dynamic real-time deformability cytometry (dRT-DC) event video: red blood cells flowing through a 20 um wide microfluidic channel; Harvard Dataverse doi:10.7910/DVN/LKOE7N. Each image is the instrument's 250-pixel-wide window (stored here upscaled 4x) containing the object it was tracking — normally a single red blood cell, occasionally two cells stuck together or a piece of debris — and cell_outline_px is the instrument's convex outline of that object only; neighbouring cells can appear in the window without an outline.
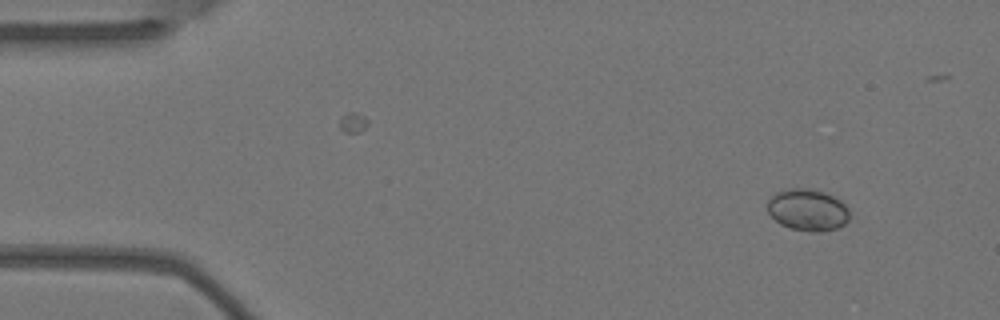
{"species": "Egyptian fruit bat (a non-hibernating species)", "species_latin": "Rousettus aegyptiacus", "temperature_condition": "warm", "stored_images_in_passage": 4, "camera_frame_rate_fps": 3000, "um_per_image_px": 0.085, "animal": {"sex": "female"}, "frame": {"image": 1, "passage_image": 1, "time_ms": 0.0, "image_size_px": [1000, 320], "cell_outline_px": [[848, 220], [844, 224], [836, 228], [820, 232], [812, 232], [792, 228], [780, 224], [768, 212], [768, 200], [776, 192], [788, 188], [812, 188], [824, 192], [840, 200], [848, 208]], "centroid_in_image_um": [68.65, 17.83], "position_along_channel_um": 16.4, "area_um2": 19.88}}
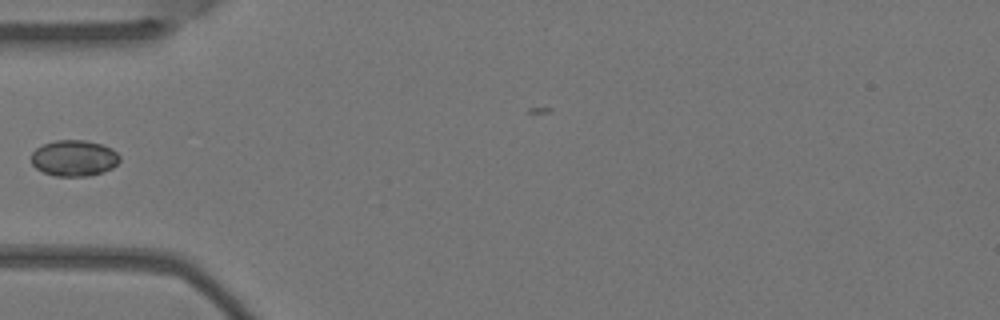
{"frame": {"image": 2, "passage_image": 4, "time_ms": 1.0, "image_size_px": [1000, 320], "cell_outline_px": [[120, 160], [112, 168], [88, 176], [56, 176], [44, 172], [36, 168], [32, 164], [32, 152], [36, 148], [44, 144], [56, 140], [84, 140], [100, 144], [112, 148], [120, 156]], "centroid_in_image_um": [6.29, 13.43], "position_along_channel_um": 78.7, "area_um2": 18.44}}